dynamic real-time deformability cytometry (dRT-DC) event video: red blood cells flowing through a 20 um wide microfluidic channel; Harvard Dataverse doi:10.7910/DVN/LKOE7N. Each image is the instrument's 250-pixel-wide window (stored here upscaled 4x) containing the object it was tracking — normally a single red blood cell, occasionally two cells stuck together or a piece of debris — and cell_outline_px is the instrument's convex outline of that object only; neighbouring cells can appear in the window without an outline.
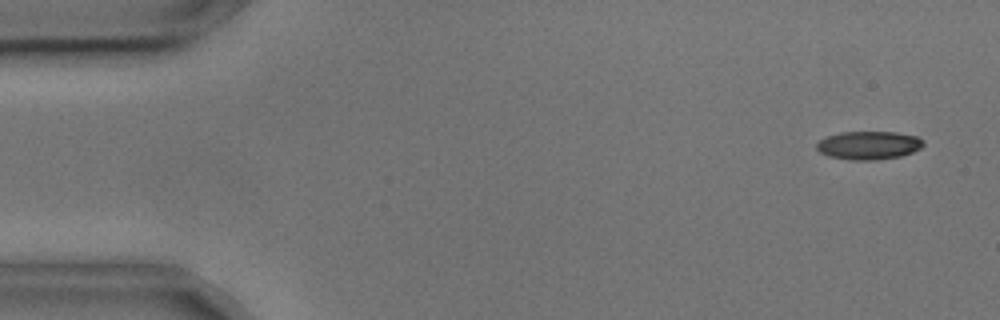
{"species": "common noctule bat (a hibernating species)", "species_latin": "Nyctalus noctula", "temperature_condition": "cold", "stored_images_in_passage": 3, "camera_frame_rate_fps": 3000, "um_per_image_px": 0.085, "animal": {"sex": "male", "body_mass_g": 17.9, "forearm_length_mm": 54.2}, "frame": {"image": 1, "passage_image": 1, "time_ms": 0.0, "image_size_px": [1000, 320], "cell_outline_px": [[924, 144], [920, 148], [912, 152], [900, 156], [876, 160], [852, 160], [828, 156], [820, 152], [816, 148], [816, 144], [820, 140], [828, 136], [840, 132], [896, 132], [916, 136], [924, 140]], "centroid_in_image_um": [73.84, 12.35], "position_along_channel_um": 11.2, "area_um2": 17.57}}